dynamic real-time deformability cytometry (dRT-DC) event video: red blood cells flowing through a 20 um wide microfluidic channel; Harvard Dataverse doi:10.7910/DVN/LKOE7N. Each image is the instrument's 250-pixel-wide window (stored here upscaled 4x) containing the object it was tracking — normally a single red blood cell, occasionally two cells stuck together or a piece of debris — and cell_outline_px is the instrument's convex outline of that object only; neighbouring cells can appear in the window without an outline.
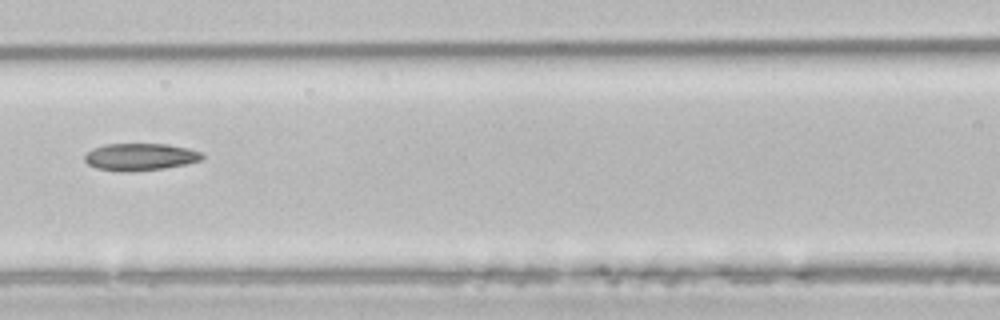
{"species": "common noctule bat (a hibernating species)", "species_latin": "Nyctalus noctula", "temperature_condition": "room temperature", "stored_images_in_passage": 5, "camera_frame_rate_fps": 3000, "um_per_image_px": 0.085, "animal": {"sex": "male", "body_mass_g": 21.5, "forearm_length_mm": 52.0}, "frame": {"image": 1, "passage_image": 5, "time_ms": 6.667, "image_size_px": [1000, 320], "cell_outline_px": [[204, 156], [200, 160], [184, 164], [164, 168], [128, 172], [120, 172], [96, 168], [88, 164], [84, 160], [84, 156], [92, 148], [104, 144], [168, 144], [188, 148], [200, 152]], "centroid_in_image_um": [11.87, 13.33], "position_along_channel_um": 154.7, "area_um2": 18.61}}